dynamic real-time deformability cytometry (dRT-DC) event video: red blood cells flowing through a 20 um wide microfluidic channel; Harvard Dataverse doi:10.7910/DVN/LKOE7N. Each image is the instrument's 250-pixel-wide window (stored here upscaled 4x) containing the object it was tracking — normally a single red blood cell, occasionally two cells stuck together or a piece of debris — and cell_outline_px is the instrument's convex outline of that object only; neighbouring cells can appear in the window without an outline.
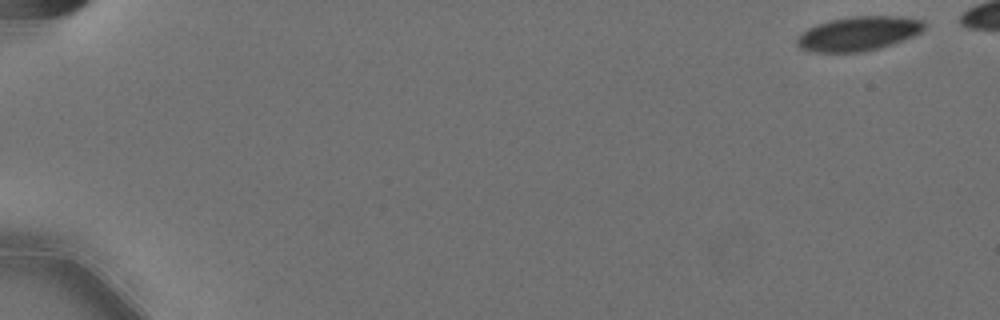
{"species": "Egyptian fruit bat (a non-hibernating species)", "species_latin": "Rousettus aegyptiacus", "temperature_condition": "cold", "stored_images_in_passage": 52, "camera_frame_rate_fps": 3000, "um_per_image_px": 0.085, "animal": {"sex": "female"}, "frame": {"image": 1, "passage_image": 1, "time_ms": 0.0, "image_size_px": [1000, 320], "cell_outline_px": [[924, 28], [920, 32], [912, 36], [892, 44], [860, 52], [812, 52], [800, 48], [796, 44], [796, 40], [808, 28], [832, 20], [852, 16], [900, 16], [924, 20]], "centroid_in_image_um": [72.98, 2.85], "position_along_channel_um": 12.0, "area_um2": 25.03}}
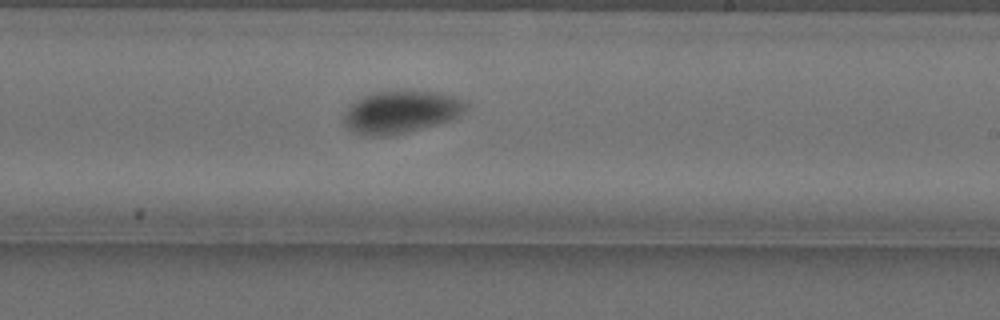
{"frame": {"image": 2, "passage_image": 35, "time_ms": 11.333, "image_size_px": [1000, 320], "cell_outline_px": [[468, 104], [464, 112], [452, 120], [404, 132], [384, 136], [372, 136], [352, 132], [348, 128], [344, 120], [344, 116], [348, 104], [364, 96], [376, 92], [436, 92], [456, 96], [464, 100]], "centroid_in_image_um": [34.08, 9.52], "position_along_channel_um": 254.9, "area_um2": 29.77}}
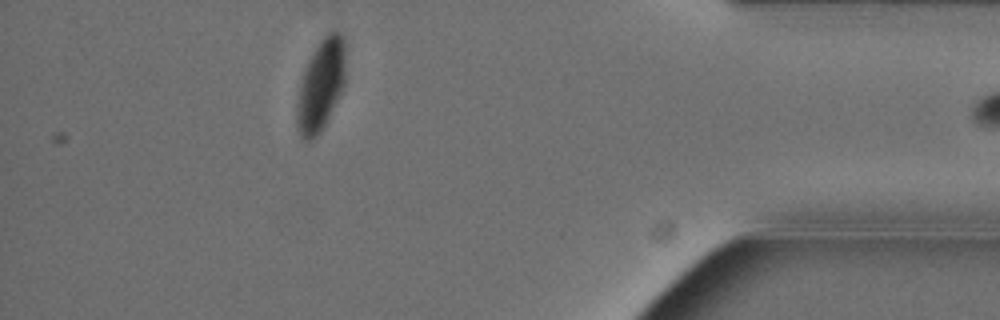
{"frame": {"image": 3, "passage_image": 51, "time_ms": 16.667, "image_size_px": [1000, 320], "cell_outline_px": [[344, 84], [328, 120], [324, 128], [316, 136], [308, 140], [300, 140], [296, 128], [296, 104], [300, 84], [308, 60], [316, 44], [332, 28], [336, 28], [344, 36]], "centroid_in_image_um": [27.25, 7.24], "position_along_channel_um": 408.0, "area_um2": 26.24}}